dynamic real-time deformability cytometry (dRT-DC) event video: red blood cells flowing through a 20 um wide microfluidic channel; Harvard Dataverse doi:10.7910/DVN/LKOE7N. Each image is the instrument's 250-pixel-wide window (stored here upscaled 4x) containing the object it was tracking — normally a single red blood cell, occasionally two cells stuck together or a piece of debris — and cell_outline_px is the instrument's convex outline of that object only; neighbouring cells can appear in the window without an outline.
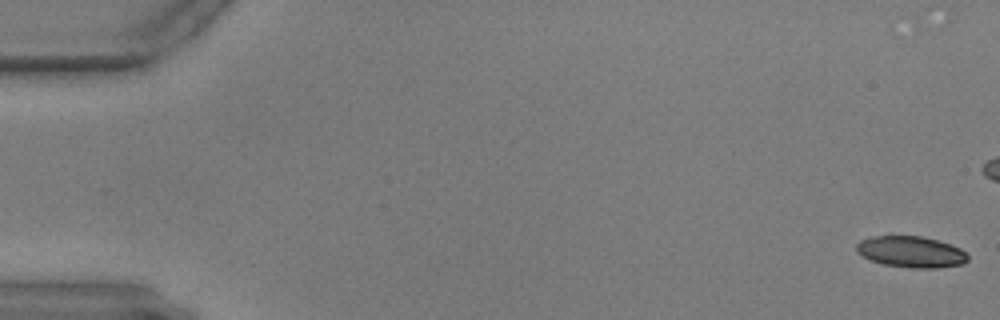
{"species": "common noctule bat (a hibernating species)", "species_latin": "Nyctalus noctula", "temperature_condition": "warm", "stored_images_in_passage": 28, "camera_frame_rate_fps": 3000, "um_per_image_px": 0.085, "animal": {"sex": "male", "body_mass_g": 17.9, "forearm_length_mm": 54.2}, "frame": {"image": 1, "passage_image": 1, "time_ms": 0.0, "image_size_px": [1000, 320], "cell_outline_px": [[968, 260], [964, 264], [940, 268], [912, 268], [884, 264], [872, 260], [856, 252], [856, 244], [860, 240], [868, 236], [888, 232], [920, 236], [936, 240], [960, 248], [968, 256]], "centroid_in_image_um": [77.37, 21.36], "position_along_channel_um": 7.6, "area_um2": 20.98}}
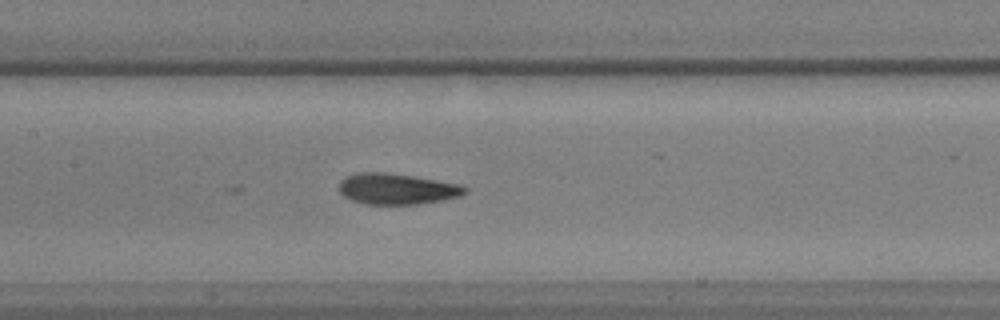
{"frame": {"image": 2, "passage_image": 28, "time_ms": 9.0, "image_size_px": [1000, 320], "cell_outline_px": [[468, 192], [460, 196], [420, 204], [364, 204], [352, 200], [344, 196], [336, 188], [340, 180], [344, 176], [360, 172], [384, 172], [412, 176], [460, 184], [468, 188]], "centroid_in_image_um": [33.69, 16.05], "position_along_channel_um": 173.7, "area_um2": 22.83}}